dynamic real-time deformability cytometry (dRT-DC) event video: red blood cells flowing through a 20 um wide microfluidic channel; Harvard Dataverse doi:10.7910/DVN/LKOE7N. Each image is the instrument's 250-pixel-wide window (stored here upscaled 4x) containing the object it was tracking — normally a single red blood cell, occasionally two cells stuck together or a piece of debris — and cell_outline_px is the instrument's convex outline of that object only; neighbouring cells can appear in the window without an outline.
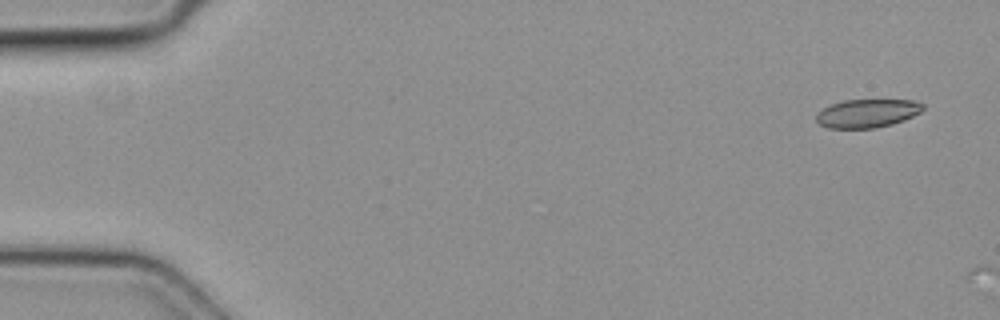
{"species": "common noctule bat (a hibernating species)", "species_latin": "Nyctalus noctula", "temperature_condition": "cold", "stored_images_in_passage": 2, "camera_frame_rate_fps": 3000, "um_per_image_px": 0.085, "animal": {"sex": "female", "body_mass_g": 19.3, "forearm_length_mm": 54.1}, "frame": {"image": 1, "passage_image": 1, "time_ms": 0.0, "image_size_px": [1000, 320], "cell_outline_px": [[924, 108], [920, 112], [904, 120], [892, 124], [876, 128], [828, 128], [820, 124], [816, 120], [816, 116], [824, 108], [832, 104], [844, 100], [912, 100], [924, 104]], "centroid_in_image_um": [73.74, 9.63], "position_along_channel_um": 11.3, "area_um2": 17.51}}